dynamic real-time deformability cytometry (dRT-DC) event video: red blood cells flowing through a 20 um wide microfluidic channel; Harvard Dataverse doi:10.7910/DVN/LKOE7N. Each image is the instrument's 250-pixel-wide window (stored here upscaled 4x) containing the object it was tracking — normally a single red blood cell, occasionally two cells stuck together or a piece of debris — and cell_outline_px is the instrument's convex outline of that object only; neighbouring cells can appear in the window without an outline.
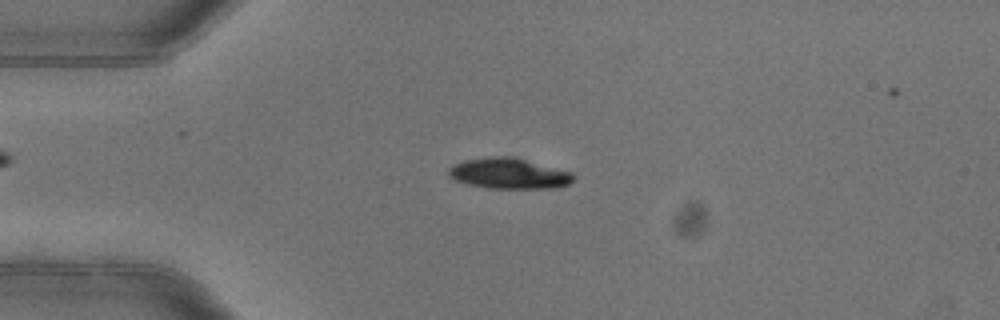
{"species": "common noctule bat (a hibernating species)", "species_latin": "Nyctalus noctula", "temperature_condition": "warm", "stored_images_in_passage": 4, "camera_frame_rate_fps": 3000, "um_per_image_px": 0.085, "animal": {"sex": "female"}, "frame": {"image": 1, "passage_image": 2, "time_ms": 0.333, "image_size_px": [1000, 320], "cell_outline_px": [[576, 176], [568, 184], [552, 188], [488, 188], [468, 184], [456, 180], [448, 176], [448, 168], [452, 164], [464, 160], [492, 156], [516, 156], [572, 172]], "centroid_in_image_um": [43.25, 14.73], "position_along_channel_um": 41.8, "area_um2": 22.54}}
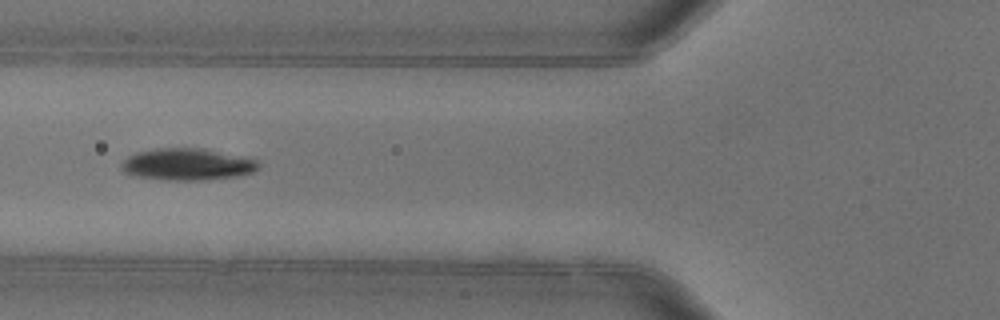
{"frame": {"image": 2, "passage_image": 4, "time_ms": 1.0, "image_size_px": [1000, 320], "cell_outline_px": [[260, 168], [252, 172], [236, 176], [204, 180], [168, 180], [136, 176], [124, 172], [120, 168], [120, 164], [128, 156], [136, 152], [156, 148], [204, 148], [252, 156], [260, 160]], "centroid_in_image_um": [16.01, 13.95], "position_along_channel_um": 109.8, "area_um2": 26.07}}